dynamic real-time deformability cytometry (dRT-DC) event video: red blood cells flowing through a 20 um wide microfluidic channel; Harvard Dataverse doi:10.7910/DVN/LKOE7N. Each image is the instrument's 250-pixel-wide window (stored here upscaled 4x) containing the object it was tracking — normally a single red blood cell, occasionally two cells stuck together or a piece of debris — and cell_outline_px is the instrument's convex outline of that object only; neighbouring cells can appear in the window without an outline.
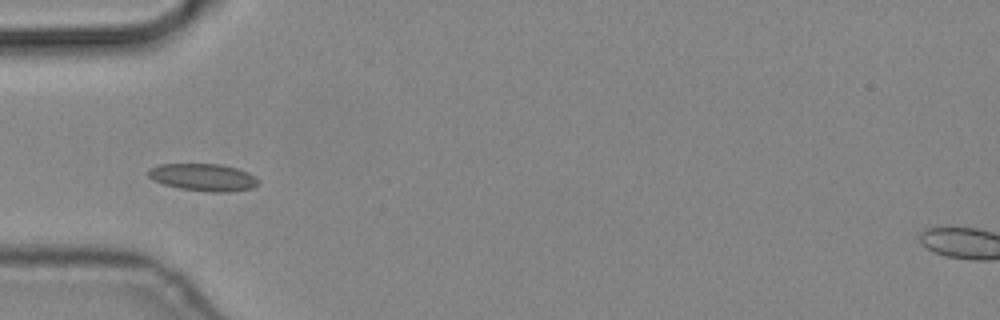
{"species": "common noctule bat (a hibernating species)", "species_latin": "Nyctalus noctula", "temperature_condition": "cold", "stored_images_in_passage": 6, "camera_frame_rate_fps": 3000, "um_per_image_px": 0.085, "animal": {"sex": "male", "body_mass_g": 19.2, "forearm_length_mm": 51.8}, "frame": {"image": 1, "passage_image": 5, "time_ms": 1.333, "image_size_px": [1000, 320], "cell_outline_px": [[256, 184], [252, 188], [228, 192], [208, 192], [180, 188], [164, 184], [152, 180], [148, 176], [148, 168], [160, 164], [220, 164], [236, 168], [248, 172], [256, 180]], "centroid_in_image_um": [17.21, 15.06], "position_along_channel_um": 67.8, "area_um2": 17.34}}
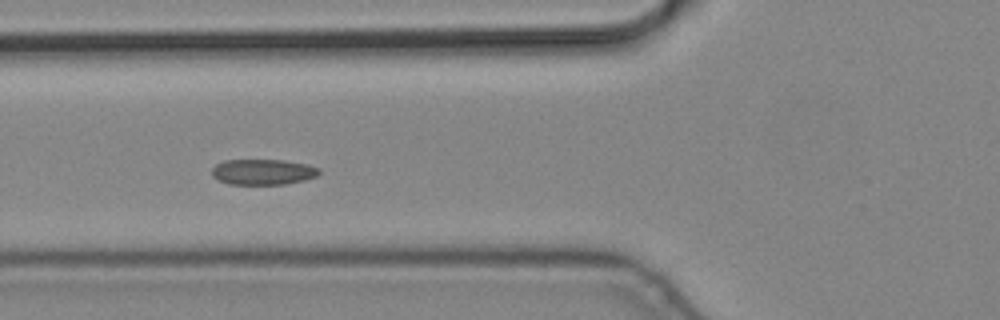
{"frame": {"image": 2, "passage_image": 6, "time_ms": 1.667, "image_size_px": [1000, 320], "cell_outline_px": [[320, 172], [316, 176], [304, 180], [284, 184], [228, 184], [212, 176], [212, 168], [216, 164], [224, 160], [284, 160], [308, 164], [320, 168]], "centroid_in_image_um": [22.36, 14.6], "position_along_channel_um": 103.4, "area_um2": 16.01}}